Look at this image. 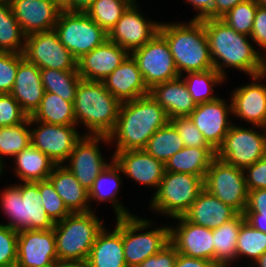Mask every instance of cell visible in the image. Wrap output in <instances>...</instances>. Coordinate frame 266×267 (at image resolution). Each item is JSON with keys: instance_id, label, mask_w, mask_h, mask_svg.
Returning a JSON list of instances; mask_svg holds the SVG:
<instances>
[{"instance_id": "cell-1", "label": "cell", "mask_w": 266, "mask_h": 267, "mask_svg": "<svg viewBox=\"0 0 266 267\" xmlns=\"http://www.w3.org/2000/svg\"><path fill=\"white\" fill-rule=\"evenodd\" d=\"M204 30L214 69L225 79V66L251 77L264 72V57L248 41L250 36L236 32L221 18H205Z\"/></svg>"}, {"instance_id": "cell-2", "label": "cell", "mask_w": 266, "mask_h": 267, "mask_svg": "<svg viewBox=\"0 0 266 267\" xmlns=\"http://www.w3.org/2000/svg\"><path fill=\"white\" fill-rule=\"evenodd\" d=\"M169 122L166 111L149 94L121 102L109 142H116L115 151L144 149L151 136Z\"/></svg>"}, {"instance_id": "cell-3", "label": "cell", "mask_w": 266, "mask_h": 267, "mask_svg": "<svg viewBox=\"0 0 266 267\" xmlns=\"http://www.w3.org/2000/svg\"><path fill=\"white\" fill-rule=\"evenodd\" d=\"M159 33L169 45L180 76L188 72L214 69L204 30V19H191L187 24L161 23Z\"/></svg>"}, {"instance_id": "cell-4", "label": "cell", "mask_w": 266, "mask_h": 267, "mask_svg": "<svg viewBox=\"0 0 266 267\" xmlns=\"http://www.w3.org/2000/svg\"><path fill=\"white\" fill-rule=\"evenodd\" d=\"M120 105L103 82L82 79L74 101L75 125L82 123L88 135L108 136L115 128Z\"/></svg>"}, {"instance_id": "cell-5", "label": "cell", "mask_w": 266, "mask_h": 267, "mask_svg": "<svg viewBox=\"0 0 266 267\" xmlns=\"http://www.w3.org/2000/svg\"><path fill=\"white\" fill-rule=\"evenodd\" d=\"M42 203L39 181L9 185L0 196L1 209L9 219L5 225L16 231L53 229L55 223Z\"/></svg>"}, {"instance_id": "cell-6", "label": "cell", "mask_w": 266, "mask_h": 267, "mask_svg": "<svg viewBox=\"0 0 266 267\" xmlns=\"http://www.w3.org/2000/svg\"><path fill=\"white\" fill-rule=\"evenodd\" d=\"M94 211L70 213L54 225L58 262L87 261L93 243L103 230Z\"/></svg>"}, {"instance_id": "cell-7", "label": "cell", "mask_w": 266, "mask_h": 267, "mask_svg": "<svg viewBox=\"0 0 266 267\" xmlns=\"http://www.w3.org/2000/svg\"><path fill=\"white\" fill-rule=\"evenodd\" d=\"M203 189L199 176L165 171L150 200V208L171 218L183 216Z\"/></svg>"}, {"instance_id": "cell-8", "label": "cell", "mask_w": 266, "mask_h": 267, "mask_svg": "<svg viewBox=\"0 0 266 267\" xmlns=\"http://www.w3.org/2000/svg\"><path fill=\"white\" fill-rule=\"evenodd\" d=\"M59 40L78 60L108 39V33L85 12L62 10L54 26Z\"/></svg>"}, {"instance_id": "cell-9", "label": "cell", "mask_w": 266, "mask_h": 267, "mask_svg": "<svg viewBox=\"0 0 266 267\" xmlns=\"http://www.w3.org/2000/svg\"><path fill=\"white\" fill-rule=\"evenodd\" d=\"M150 225L151 221L147 218L135 215L123 217V253L127 267H136L170 242V226L141 232L150 229Z\"/></svg>"}, {"instance_id": "cell-10", "label": "cell", "mask_w": 266, "mask_h": 267, "mask_svg": "<svg viewBox=\"0 0 266 267\" xmlns=\"http://www.w3.org/2000/svg\"><path fill=\"white\" fill-rule=\"evenodd\" d=\"M204 189L226 205L243 214L247 207L248 190L244 171L215 157L208 168Z\"/></svg>"}, {"instance_id": "cell-11", "label": "cell", "mask_w": 266, "mask_h": 267, "mask_svg": "<svg viewBox=\"0 0 266 267\" xmlns=\"http://www.w3.org/2000/svg\"><path fill=\"white\" fill-rule=\"evenodd\" d=\"M255 127L264 131L261 126L248 129L232 124L216 150V157L244 170L266 156V132L260 133Z\"/></svg>"}, {"instance_id": "cell-12", "label": "cell", "mask_w": 266, "mask_h": 267, "mask_svg": "<svg viewBox=\"0 0 266 267\" xmlns=\"http://www.w3.org/2000/svg\"><path fill=\"white\" fill-rule=\"evenodd\" d=\"M144 83L150 90L154 85L179 77V72L166 39L158 32L145 45L131 53Z\"/></svg>"}, {"instance_id": "cell-13", "label": "cell", "mask_w": 266, "mask_h": 267, "mask_svg": "<svg viewBox=\"0 0 266 267\" xmlns=\"http://www.w3.org/2000/svg\"><path fill=\"white\" fill-rule=\"evenodd\" d=\"M22 54L40 69L77 71V60L54 30L27 35Z\"/></svg>"}, {"instance_id": "cell-14", "label": "cell", "mask_w": 266, "mask_h": 267, "mask_svg": "<svg viewBox=\"0 0 266 267\" xmlns=\"http://www.w3.org/2000/svg\"><path fill=\"white\" fill-rule=\"evenodd\" d=\"M82 135L67 161L64 162L67 165L63 164V166L75 176L83 188L89 191L97 176L109 165L99 150V144L101 141L105 145L111 143L107 135H88L87 133Z\"/></svg>"}, {"instance_id": "cell-15", "label": "cell", "mask_w": 266, "mask_h": 267, "mask_svg": "<svg viewBox=\"0 0 266 267\" xmlns=\"http://www.w3.org/2000/svg\"><path fill=\"white\" fill-rule=\"evenodd\" d=\"M31 145L47 155L56 165H62L82 138L76 125H54L30 117ZM39 125V126H38Z\"/></svg>"}, {"instance_id": "cell-16", "label": "cell", "mask_w": 266, "mask_h": 267, "mask_svg": "<svg viewBox=\"0 0 266 267\" xmlns=\"http://www.w3.org/2000/svg\"><path fill=\"white\" fill-rule=\"evenodd\" d=\"M137 4L135 0L108 33L109 41L118 44L129 53L151 40L159 32L161 24L144 18Z\"/></svg>"}, {"instance_id": "cell-17", "label": "cell", "mask_w": 266, "mask_h": 267, "mask_svg": "<svg viewBox=\"0 0 266 267\" xmlns=\"http://www.w3.org/2000/svg\"><path fill=\"white\" fill-rule=\"evenodd\" d=\"M57 263L54 229L18 231L15 267H54Z\"/></svg>"}, {"instance_id": "cell-18", "label": "cell", "mask_w": 266, "mask_h": 267, "mask_svg": "<svg viewBox=\"0 0 266 267\" xmlns=\"http://www.w3.org/2000/svg\"><path fill=\"white\" fill-rule=\"evenodd\" d=\"M228 114H233L232 101L227 104L225 99L218 97L214 101L197 104L195 110L189 115L214 151L220 147L232 125Z\"/></svg>"}, {"instance_id": "cell-19", "label": "cell", "mask_w": 266, "mask_h": 267, "mask_svg": "<svg viewBox=\"0 0 266 267\" xmlns=\"http://www.w3.org/2000/svg\"><path fill=\"white\" fill-rule=\"evenodd\" d=\"M178 226L169 227L170 243L178 253L214 262L213 230L175 217Z\"/></svg>"}, {"instance_id": "cell-20", "label": "cell", "mask_w": 266, "mask_h": 267, "mask_svg": "<svg viewBox=\"0 0 266 267\" xmlns=\"http://www.w3.org/2000/svg\"><path fill=\"white\" fill-rule=\"evenodd\" d=\"M15 19L24 34L54 30L62 7L54 0H10Z\"/></svg>"}, {"instance_id": "cell-21", "label": "cell", "mask_w": 266, "mask_h": 267, "mask_svg": "<svg viewBox=\"0 0 266 267\" xmlns=\"http://www.w3.org/2000/svg\"><path fill=\"white\" fill-rule=\"evenodd\" d=\"M130 53L108 39L77 60V71L83 80L103 82Z\"/></svg>"}, {"instance_id": "cell-22", "label": "cell", "mask_w": 266, "mask_h": 267, "mask_svg": "<svg viewBox=\"0 0 266 267\" xmlns=\"http://www.w3.org/2000/svg\"><path fill=\"white\" fill-rule=\"evenodd\" d=\"M113 160L122 169V174L156 190L165 173V164L144 149L115 151Z\"/></svg>"}, {"instance_id": "cell-23", "label": "cell", "mask_w": 266, "mask_h": 267, "mask_svg": "<svg viewBox=\"0 0 266 267\" xmlns=\"http://www.w3.org/2000/svg\"><path fill=\"white\" fill-rule=\"evenodd\" d=\"M266 76L262 73L251 77L252 83L233 90L232 115L243 119L251 125L264 127L266 124V85L259 82Z\"/></svg>"}, {"instance_id": "cell-24", "label": "cell", "mask_w": 266, "mask_h": 267, "mask_svg": "<svg viewBox=\"0 0 266 267\" xmlns=\"http://www.w3.org/2000/svg\"><path fill=\"white\" fill-rule=\"evenodd\" d=\"M44 92L41 69L27 61L23 54L19 53L17 75L10 94L28 117H31L39 108Z\"/></svg>"}, {"instance_id": "cell-25", "label": "cell", "mask_w": 266, "mask_h": 267, "mask_svg": "<svg viewBox=\"0 0 266 267\" xmlns=\"http://www.w3.org/2000/svg\"><path fill=\"white\" fill-rule=\"evenodd\" d=\"M105 88L120 102L149 94L137 62L131 54L103 81Z\"/></svg>"}, {"instance_id": "cell-26", "label": "cell", "mask_w": 266, "mask_h": 267, "mask_svg": "<svg viewBox=\"0 0 266 267\" xmlns=\"http://www.w3.org/2000/svg\"><path fill=\"white\" fill-rule=\"evenodd\" d=\"M123 247V217L116 218L113 231L98 234L87 258L89 267H127Z\"/></svg>"}, {"instance_id": "cell-27", "label": "cell", "mask_w": 266, "mask_h": 267, "mask_svg": "<svg viewBox=\"0 0 266 267\" xmlns=\"http://www.w3.org/2000/svg\"><path fill=\"white\" fill-rule=\"evenodd\" d=\"M238 214L234 208L203 189L183 217L191 223L215 229Z\"/></svg>"}, {"instance_id": "cell-28", "label": "cell", "mask_w": 266, "mask_h": 267, "mask_svg": "<svg viewBox=\"0 0 266 267\" xmlns=\"http://www.w3.org/2000/svg\"><path fill=\"white\" fill-rule=\"evenodd\" d=\"M149 95L166 111L169 119L189 116L197 106L181 76L154 85Z\"/></svg>"}, {"instance_id": "cell-29", "label": "cell", "mask_w": 266, "mask_h": 267, "mask_svg": "<svg viewBox=\"0 0 266 267\" xmlns=\"http://www.w3.org/2000/svg\"><path fill=\"white\" fill-rule=\"evenodd\" d=\"M48 180L71 213L89 212V191L81 186L75 176L62 165H56Z\"/></svg>"}, {"instance_id": "cell-30", "label": "cell", "mask_w": 266, "mask_h": 267, "mask_svg": "<svg viewBox=\"0 0 266 267\" xmlns=\"http://www.w3.org/2000/svg\"><path fill=\"white\" fill-rule=\"evenodd\" d=\"M110 164L97 176L89 190V201L91 199L98 202H110L114 208L116 218L132 216L126 207H124L117 198L120 185L122 183L119 175L122 169L111 158Z\"/></svg>"}, {"instance_id": "cell-31", "label": "cell", "mask_w": 266, "mask_h": 267, "mask_svg": "<svg viewBox=\"0 0 266 267\" xmlns=\"http://www.w3.org/2000/svg\"><path fill=\"white\" fill-rule=\"evenodd\" d=\"M216 151L211 147H183L165 163V171L188 173L204 180Z\"/></svg>"}, {"instance_id": "cell-32", "label": "cell", "mask_w": 266, "mask_h": 267, "mask_svg": "<svg viewBox=\"0 0 266 267\" xmlns=\"http://www.w3.org/2000/svg\"><path fill=\"white\" fill-rule=\"evenodd\" d=\"M15 158V175L22 182H37L47 180L56 163L47 155L30 145L23 149Z\"/></svg>"}, {"instance_id": "cell-33", "label": "cell", "mask_w": 266, "mask_h": 267, "mask_svg": "<svg viewBox=\"0 0 266 267\" xmlns=\"http://www.w3.org/2000/svg\"><path fill=\"white\" fill-rule=\"evenodd\" d=\"M244 214H238L232 220L213 230L214 263L219 267H229L236 260V245Z\"/></svg>"}, {"instance_id": "cell-34", "label": "cell", "mask_w": 266, "mask_h": 267, "mask_svg": "<svg viewBox=\"0 0 266 267\" xmlns=\"http://www.w3.org/2000/svg\"><path fill=\"white\" fill-rule=\"evenodd\" d=\"M31 118L47 124L75 125L74 102L65 101L54 93L44 92L40 106Z\"/></svg>"}, {"instance_id": "cell-35", "label": "cell", "mask_w": 266, "mask_h": 267, "mask_svg": "<svg viewBox=\"0 0 266 267\" xmlns=\"http://www.w3.org/2000/svg\"><path fill=\"white\" fill-rule=\"evenodd\" d=\"M26 35L12 12L10 2L0 1V52L23 53Z\"/></svg>"}, {"instance_id": "cell-36", "label": "cell", "mask_w": 266, "mask_h": 267, "mask_svg": "<svg viewBox=\"0 0 266 267\" xmlns=\"http://www.w3.org/2000/svg\"><path fill=\"white\" fill-rule=\"evenodd\" d=\"M81 80L78 71L41 69L44 91L54 93L68 102L75 101L76 90Z\"/></svg>"}, {"instance_id": "cell-37", "label": "cell", "mask_w": 266, "mask_h": 267, "mask_svg": "<svg viewBox=\"0 0 266 267\" xmlns=\"http://www.w3.org/2000/svg\"><path fill=\"white\" fill-rule=\"evenodd\" d=\"M184 147L183 141L177 130L169 122L166 126L159 128L148 140L144 150L155 159L164 164L171 156Z\"/></svg>"}, {"instance_id": "cell-38", "label": "cell", "mask_w": 266, "mask_h": 267, "mask_svg": "<svg viewBox=\"0 0 266 267\" xmlns=\"http://www.w3.org/2000/svg\"><path fill=\"white\" fill-rule=\"evenodd\" d=\"M187 75H182L188 92L196 104L210 102L218 97L213 95L214 87L222 84L225 78L215 69L202 72H188Z\"/></svg>"}, {"instance_id": "cell-39", "label": "cell", "mask_w": 266, "mask_h": 267, "mask_svg": "<svg viewBox=\"0 0 266 267\" xmlns=\"http://www.w3.org/2000/svg\"><path fill=\"white\" fill-rule=\"evenodd\" d=\"M135 0H94L85 13L107 33Z\"/></svg>"}, {"instance_id": "cell-40", "label": "cell", "mask_w": 266, "mask_h": 267, "mask_svg": "<svg viewBox=\"0 0 266 267\" xmlns=\"http://www.w3.org/2000/svg\"><path fill=\"white\" fill-rule=\"evenodd\" d=\"M30 117L23 123L0 127V160L4 156L14 157L31 145ZM3 155V156H2Z\"/></svg>"}, {"instance_id": "cell-41", "label": "cell", "mask_w": 266, "mask_h": 267, "mask_svg": "<svg viewBox=\"0 0 266 267\" xmlns=\"http://www.w3.org/2000/svg\"><path fill=\"white\" fill-rule=\"evenodd\" d=\"M264 252H266V233L244 221L238 234L236 260L243 256L255 262Z\"/></svg>"}, {"instance_id": "cell-42", "label": "cell", "mask_w": 266, "mask_h": 267, "mask_svg": "<svg viewBox=\"0 0 266 267\" xmlns=\"http://www.w3.org/2000/svg\"><path fill=\"white\" fill-rule=\"evenodd\" d=\"M258 3L255 0H247L237 4L221 19L236 32L250 36Z\"/></svg>"}, {"instance_id": "cell-43", "label": "cell", "mask_w": 266, "mask_h": 267, "mask_svg": "<svg viewBox=\"0 0 266 267\" xmlns=\"http://www.w3.org/2000/svg\"><path fill=\"white\" fill-rule=\"evenodd\" d=\"M39 191L42 196V206L54 223L62 221L71 213L48 179L39 181Z\"/></svg>"}, {"instance_id": "cell-44", "label": "cell", "mask_w": 266, "mask_h": 267, "mask_svg": "<svg viewBox=\"0 0 266 267\" xmlns=\"http://www.w3.org/2000/svg\"><path fill=\"white\" fill-rule=\"evenodd\" d=\"M170 123L177 130L184 147H210L189 116L173 117L170 119Z\"/></svg>"}, {"instance_id": "cell-45", "label": "cell", "mask_w": 266, "mask_h": 267, "mask_svg": "<svg viewBox=\"0 0 266 267\" xmlns=\"http://www.w3.org/2000/svg\"><path fill=\"white\" fill-rule=\"evenodd\" d=\"M18 231L0 223V267H15L17 263Z\"/></svg>"}, {"instance_id": "cell-46", "label": "cell", "mask_w": 266, "mask_h": 267, "mask_svg": "<svg viewBox=\"0 0 266 267\" xmlns=\"http://www.w3.org/2000/svg\"><path fill=\"white\" fill-rule=\"evenodd\" d=\"M28 118L10 93L0 94V127L14 126L25 122Z\"/></svg>"}, {"instance_id": "cell-47", "label": "cell", "mask_w": 266, "mask_h": 267, "mask_svg": "<svg viewBox=\"0 0 266 267\" xmlns=\"http://www.w3.org/2000/svg\"><path fill=\"white\" fill-rule=\"evenodd\" d=\"M19 65V53L0 52V94L11 93Z\"/></svg>"}, {"instance_id": "cell-48", "label": "cell", "mask_w": 266, "mask_h": 267, "mask_svg": "<svg viewBox=\"0 0 266 267\" xmlns=\"http://www.w3.org/2000/svg\"><path fill=\"white\" fill-rule=\"evenodd\" d=\"M243 171L248 191L266 189V156Z\"/></svg>"}, {"instance_id": "cell-49", "label": "cell", "mask_w": 266, "mask_h": 267, "mask_svg": "<svg viewBox=\"0 0 266 267\" xmlns=\"http://www.w3.org/2000/svg\"><path fill=\"white\" fill-rule=\"evenodd\" d=\"M177 256V249L169 242L158 253L148 257L136 267H174Z\"/></svg>"}, {"instance_id": "cell-50", "label": "cell", "mask_w": 266, "mask_h": 267, "mask_svg": "<svg viewBox=\"0 0 266 267\" xmlns=\"http://www.w3.org/2000/svg\"><path fill=\"white\" fill-rule=\"evenodd\" d=\"M250 39L266 52V7L257 6Z\"/></svg>"}, {"instance_id": "cell-51", "label": "cell", "mask_w": 266, "mask_h": 267, "mask_svg": "<svg viewBox=\"0 0 266 267\" xmlns=\"http://www.w3.org/2000/svg\"><path fill=\"white\" fill-rule=\"evenodd\" d=\"M243 214H262L266 216V189L248 191L247 207Z\"/></svg>"}, {"instance_id": "cell-52", "label": "cell", "mask_w": 266, "mask_h": 267, "mask_svg": "<svg viewBox=\"0 0 266 267\" xmlns=\"http://www.w3.org/2000/svg\"><path fill=\"white\" fill-rule=\"evenodd\" d=\"M194 9H197V15L192 20H202L205 18H213L214 0H186Z\"/></svg>"}, {"instance_id": "cell-53", "label": "cell", "mask_w": 266, "mask_h": 267, "mask_svg": "<svg viewBox=\"0 0 266 267\" xmlns=\"http://www.w3.org/2000/svg\"><path fill=\"white\" fill-rule=\"evenodd\" d=\"M174 267H219L212 261L202 258L188 257L178 253Z\"/></svg>"}, {"instance_id": "cell-54", "label": "cell", "mask_w": 266, "mask_h": 267, "mask_svg": "<svg viewBox=\"0 0 266 267\" xmlns=\"http://www.w3.org/2000/svg\"><path fill=\"white\" fill-rule=\"evenodd\" d=\"M244 1L247 0H214L213 18H222L233 7Z\"/></svg>"}, {"instance_id": "cell-55", "label": "cell", "mask_w": 266, "mask_h": 267, "mask_svg": "<svg viewBox=\"0 0 266 267\" xmlns=\"http://www.w3.org/2000/svg\"><path fill=\"white\" fill-rule=\"evenodd\" d=\"M94 0H69L63 7V10L71 12H85Z\"/></svg>"}, {"instance_id": "cell-56", "label": "cell", "mask_w": 266, "mask_h": 267, "mask_svg": "<svg viewBox=\"0 0 266 267\" xmlns=\"http://www.w3.org/2000/svg\"><path fill=\"white\" fill-rule=\"evenodd\" d=\"M245 221L259 231L266 233V216L262 214H244Z\"/></svg>"}, {"instance_id": "cell-57", "label": "cell", "mask_w": 266, "mask_h": 267, "mask_svg": "<svg viewBox=\"0 0 266 267\" xmlns=\"http://www.w3.org/2000/svg\"><path fill=\"white\" fill-rule=\"evenodd\" d=\"M56 267H89L86 261L84 262H58Z\"/></svg>"}, {"instance_id": "cell-58", "label": "cell", "mask_w": 266, "mask_h": 267, "mask_svg": "<svg viewBox=\"0 0 266 267\" xmlns=\"http://www.w3.org/2000/svg\"><path fill=\"white\" fill-rule=\"evenodd\" d=\"M253 264L254 267H266V252H264Z\"/></svg>"}, {"instance_id": "cell-59", "label": "cell", "mask_w": 266, "mask_h": 267, "mask_svg": "<svg viewBox=\"0 0 266 267\" xmlns=\"http://www.w3.org/2000/svg\"><path fill=\"white\" fill-rule=\"evenodd\" d=\"M57 2L61 7H63L69 0H54Z\"/></svg>"}, {"instance_id": "cell-60", "label": "cell", "mask_w": 266, "mask_h": 267, "mask_svg": "<svg viewBox=\"0 0 266 267\" xmlns=\"http://www.w3.org/2000/svg\"><path fill=\"white\" fill-rule=\"evenodd\" d=\"M258 5L266 7V0H255Z\"/></svg>"}, {"instance_id": "cell-61", "label": "cell", "mask_w": 266, "mask_h": 267, "mask_svg": "<svg viewBox=\"0 0 266 267\" xmlns=\"http://www.w3.org/2000/svg\"><path fill=\"white\" fill-rule=\"evenodd\" d=\"M3 168H4V163L0 160V177L2 175V171H4Z\"/></svg>"}, {"instance_id": "cell-62", "label": "cell", "mask_w": 266, "mask_h": 267, "mask_svg": "<svg viewBox=\"0 0 266 267\" xmlns=\"http://www.w3.org/2000/svg\"><path fill=\"white\" fill-rule=\"evenodd\" d=\"M263 74L266 76V57H264V72Z\"/></svg>"}]
</instances>
